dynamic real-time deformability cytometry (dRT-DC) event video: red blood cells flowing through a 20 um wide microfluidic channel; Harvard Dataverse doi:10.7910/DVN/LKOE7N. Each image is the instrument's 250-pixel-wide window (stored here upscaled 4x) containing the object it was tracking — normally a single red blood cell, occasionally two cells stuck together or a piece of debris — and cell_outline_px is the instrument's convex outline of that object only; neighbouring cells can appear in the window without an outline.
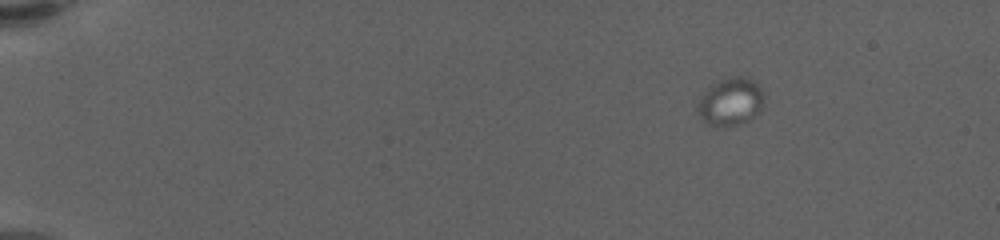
{"species": "human", "species_latin": "Homo sapiens", "temperature_condition": "warm", "stored_images_in_passage": 23, "camera_frame_rate_fps": 3000, "um_per_image_px": 0.085, "donor": {"sex": "female"}, "frame": {"image": 1, "passage_image": 1, "time_ms": 0.0, "image_size_px": [1000, 240], "cell_outline_px": [[764, 96], [760, 108], [748, 120], [740, 124], [716, 128], [700, 120], [696, 112], [696, 104], [720, 80], [732, 76], [736, 76], [752, 80], [764, 92]], "centroid_in_image_um": [62.07, 8.7], "position_along_channel_um": 22.9, "area_um2": 18.03}}